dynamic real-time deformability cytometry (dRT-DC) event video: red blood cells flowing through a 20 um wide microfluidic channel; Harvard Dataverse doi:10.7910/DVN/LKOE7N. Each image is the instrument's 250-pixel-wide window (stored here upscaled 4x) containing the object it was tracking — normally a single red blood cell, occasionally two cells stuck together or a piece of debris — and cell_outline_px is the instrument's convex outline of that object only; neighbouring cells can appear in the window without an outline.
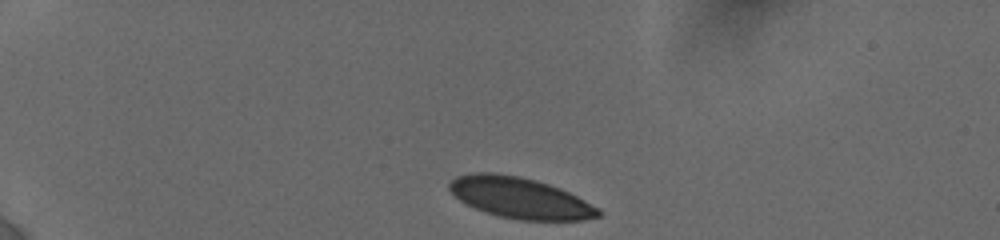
{"species": "human", "species_latin": "Homo sapiens", "temperature_condition": "cold", "stored_images_in_passage": 37, "camera_frame_rate_fps": 3000, "um_per_image_px": 0.085, "donor": {"sex": "female"}, "frame": {"image": 1, "passage_image": 1, "time_ms": 0.0, "image_size_px": [1000, 240], "cell_outline_px": [[600, 216], [584, 220], [516, 220], [484, 212], [460, 200], [448, 188], [448, 184], [456, 176], [472, 172], [496, 172], [520, 176], [536, 180], [560, 188], [600, 208]], "centroid_in_image_um": [44.2, 16.81], "position_along_channel_um": 40.8, "area_um2": 35.55}}
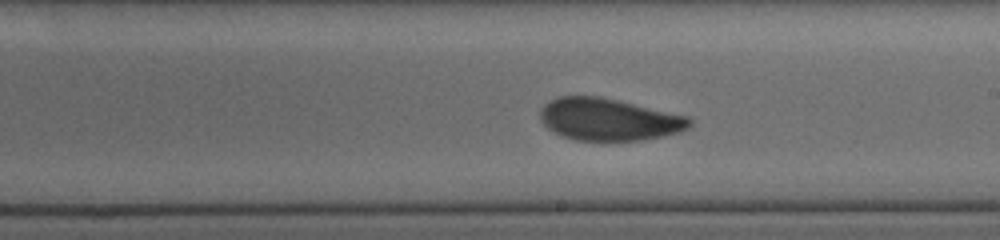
{"frame": {"image": 2, "passage_image": 21, "time_ms": 7.0, "image_size_px": [1000, 240], "cell_outline_px": [[692, 124], [688, 128], [680, 132], [664, 136], [644, 140], [576, 140], [564, 136], [548, 128], [540, 120], [540, 112], [544, 104], [560, 96], [600, 96], [688, 116], [692, 120]], "centroid_in_image_um": [51.78, 10.15], "position_along_channel_um": 237.2, "area_um2": 36.53}}
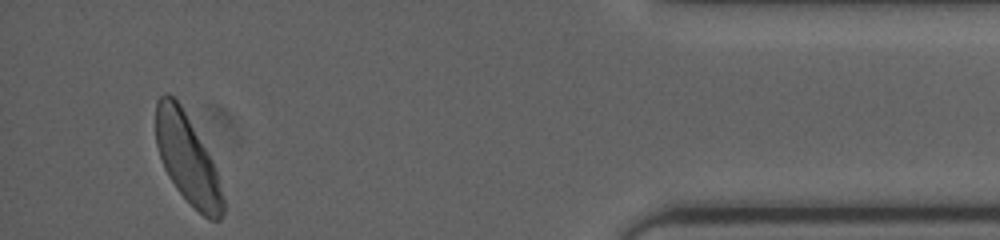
{"frame": {"image": 3, "passage_image": 36, "time_ms": 13.0, "image_size_px": [1000, 240], "cell_outline_px": [[224, 212], [220, 220], [208, 220], [176, 188], [168, 176], [164, 168], [156, 144], [156, 100], [164, 92], [168, 92], [180, 104], [212, 160], [216, 168], [224, 200]], "centroid_in_image_um": [15.92, 13.5], "position_along_channel_um": 419.3, "area_um2": 34.39}, "authors_computed_cell_mechanics": {"area_um2": 36.7608, "velocity_mm_per_s": 3.8133, "shape_relaxation_time_tau1_ms": 3.916, "shape_relaxation_time_tau2_ms": 1.4909, "deformation_change_tau1": 0.1354, "deformation_change_tau2": 0.0442}}